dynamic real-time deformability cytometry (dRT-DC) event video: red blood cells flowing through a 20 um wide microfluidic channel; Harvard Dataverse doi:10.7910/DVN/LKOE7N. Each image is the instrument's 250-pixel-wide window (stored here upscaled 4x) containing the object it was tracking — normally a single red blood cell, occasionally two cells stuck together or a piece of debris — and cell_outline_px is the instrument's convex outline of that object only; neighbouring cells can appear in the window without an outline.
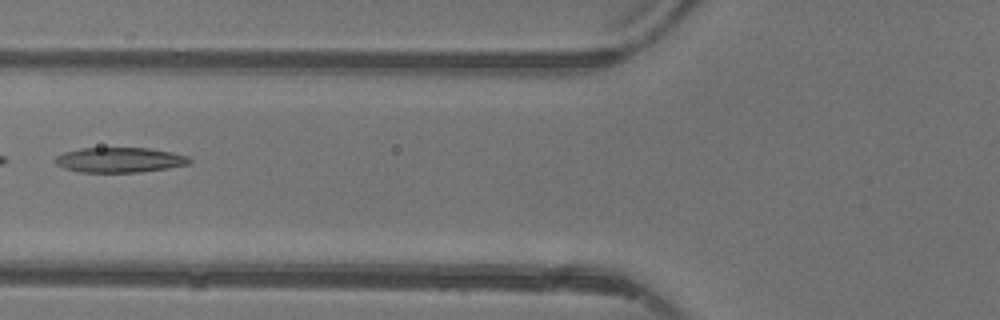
{"species": "common noctule bat (a hibernating species)", "species_latin": "Nyctalus noctula", "temperature_condition": "warm", "stored_images_in_passage": 6, "camera_frame_rate_fps": 3000, "um_per_image_px": 0.085, "animal": {"sex": "female"}, "frame": {"image": 1, "passage_image": 6, "time_ms": 5.667, "image_size_px": [1000, 320], "cell_outline_px": [[192, 164], [168, 168], [136, 172], [80, 172], [64, 168], [56, 164], [52, 160], [56, 156], [64, 152], [80, 148], [148, 148], [172, 152], [188, 156], [192, 160]], "centroid_in_image_um": [10.17, 13.59], "position_along_channel_um": 115.6, "area_um2": 19.71}}